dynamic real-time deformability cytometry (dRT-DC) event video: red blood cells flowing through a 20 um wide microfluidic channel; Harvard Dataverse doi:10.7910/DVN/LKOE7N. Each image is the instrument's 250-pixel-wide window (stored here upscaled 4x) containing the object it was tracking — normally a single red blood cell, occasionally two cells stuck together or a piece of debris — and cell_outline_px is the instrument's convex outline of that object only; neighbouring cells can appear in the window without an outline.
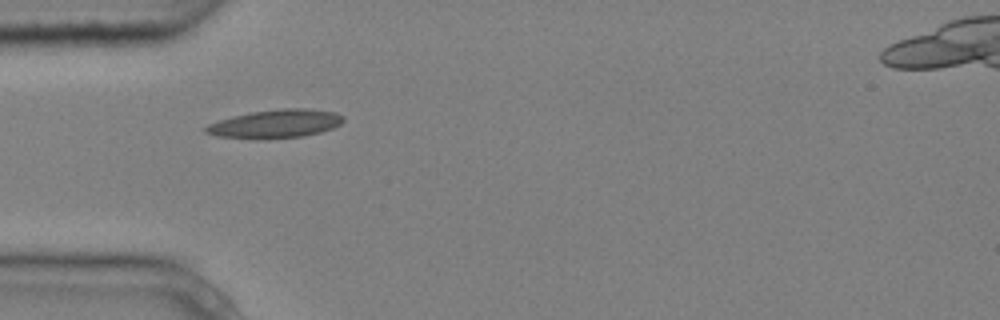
{"species": "common noctule bat (a hibernating species)", "species_latin": "Nyctalus noctula", "temperature_condition": "cold", "stored_images_in_passage": 2, "camera_frame_rate_fps": 3000, "um_per_image_px": 0.085, "animal": {"sex": "male", "body_mass_g": 20.4}, "frame": {"image": 1, "passage_image": 1, "time_ms": 0.0, "image_size_px": [1000, 320], "cell_outline_px": [[344, 120], [340, 124], [332, 128], [320, 132], [304, 136], [268, 140], [256, 140], [216, 136], [204, 132], [204, 128], [208, 124], [232, 116], [252, 112], [280, 108], [308, 108], [336, 112], [344, 116]], "centroid_in_image_um": [23.41, 10.54], "position_along_channel_um": 61.6, "area_um2": 23.24}}
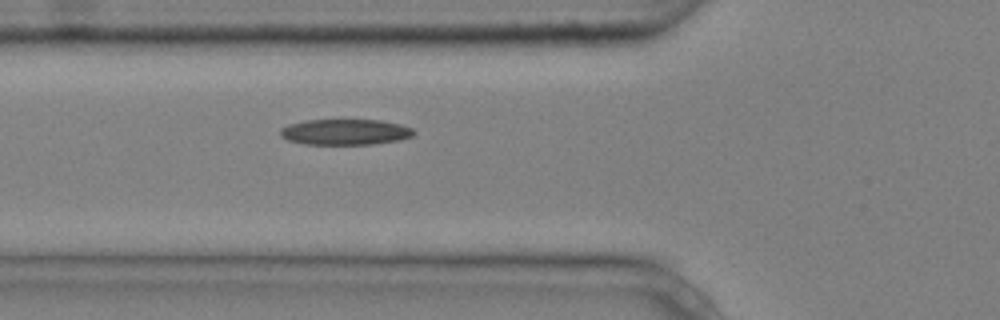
{"frame": {"image": 2, "passage_image": 2, "time_ms": 0.333, "image_size_px": [1000, 320], "cell_outline_px": [[416, 132], [412, 136], [400, 140], [372, 144], [304, 144], [288, 140], [280, 136], [280, 128], [288, 124], [308, 120], [380, 120], [400, 124], [412, 128]], "centroid_in_image_um": [29.34, 11.22], "position_along_channel_um": 96.5, "area_um2": 20.06}}